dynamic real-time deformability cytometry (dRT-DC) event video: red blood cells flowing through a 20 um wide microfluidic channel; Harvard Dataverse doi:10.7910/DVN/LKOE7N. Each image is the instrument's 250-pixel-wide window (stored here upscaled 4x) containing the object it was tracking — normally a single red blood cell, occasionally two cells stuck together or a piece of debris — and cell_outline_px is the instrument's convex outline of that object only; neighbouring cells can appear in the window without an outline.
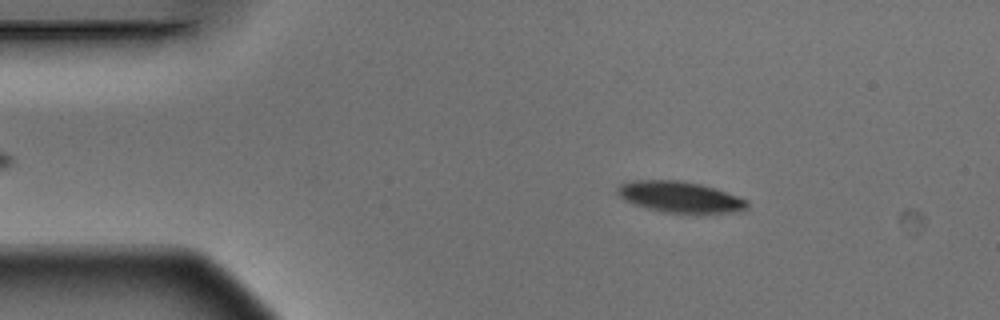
{"species": "Egyptian fruit bat (a non-hibernating species)", "species_latin": "Rousettus aegyptiacus", "temperature_condition": "warm", "stored_images_in_passage": 4, "camera_frame_rate_fps": 3000, "um_per_image_px": 0.085, "animal": {"sex": "male"}, "frame": {"image": 1, "passage_image": 2, "time_ms": 0.333, "image_size_px": [1000, 320], "cell_outline_px": [[748, 204], [744, 208], [728, 212], [696, 216], [664, 212], [648, 208], [636, 204], [620, 196], [616, 192], [616, 188], [620, 184], [632, 180], [680, 180], [700, 184], [748, 200]], "centroid_in_image_um": [57.78, 16.77], "position_along_channel_um": 27.2, "area_um2": 23.58}}